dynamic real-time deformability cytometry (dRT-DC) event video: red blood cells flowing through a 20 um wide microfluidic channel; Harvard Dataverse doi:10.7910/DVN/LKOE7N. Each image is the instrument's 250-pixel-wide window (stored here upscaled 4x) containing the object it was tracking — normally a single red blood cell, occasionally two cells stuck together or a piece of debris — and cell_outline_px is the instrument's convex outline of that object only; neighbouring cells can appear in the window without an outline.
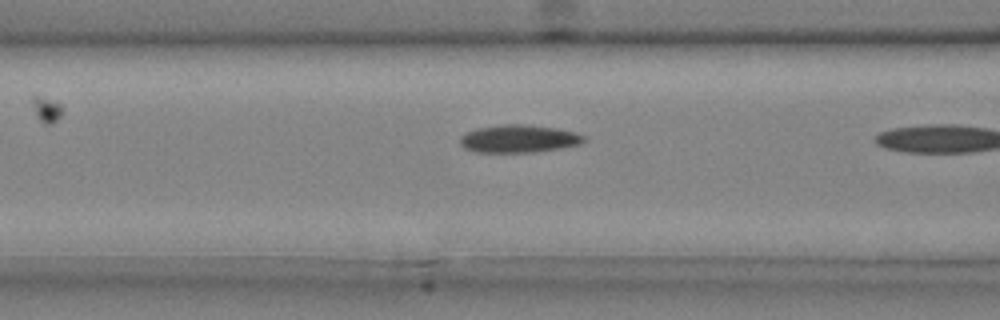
{"species": "common noctule bat (a hibernating species)", "species_latin": "Nyctalus noctula", "temperature_condition": "cold", "stored_images_in_passage": 4, "camera_frame_rate_fps": 3000, "um_per_image_px": 0.085, "animal": {"sex": "male", "body_mass_g": 20.4}, "frame": {"image": 1, "passage_image": 4, "time_ms": 1.0, "image_size_px": [1000, 320], "cell_outline_px": [[588, 140], [580, 144], [560, 148], [536, 152], [476, 152], [464, 148], [460, 144], [460, 136], [476, 128], [500, 124], [524, 124], [556, 128], [576, 132], [584, 136]], "centroid_in_image_um": [44.11, 11.79], "position_along_channel_um": 122.5, "area_um2": 20.17}}